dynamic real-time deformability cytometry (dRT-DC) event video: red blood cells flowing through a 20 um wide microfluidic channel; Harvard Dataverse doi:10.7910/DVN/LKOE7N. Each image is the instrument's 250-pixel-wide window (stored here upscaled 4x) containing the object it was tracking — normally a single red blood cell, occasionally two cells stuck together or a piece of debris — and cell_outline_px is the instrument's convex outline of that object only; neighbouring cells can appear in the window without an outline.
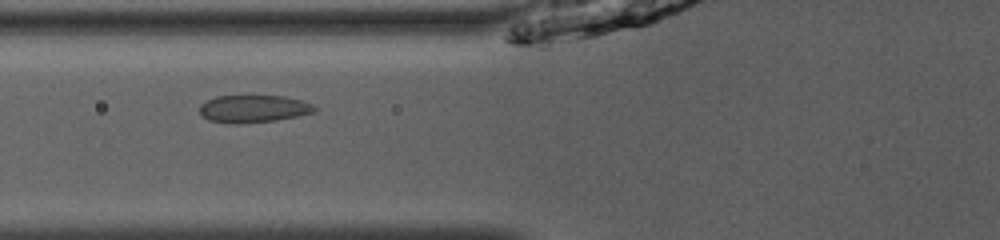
{"species": "common noctule bat (a hibernating species)", "species_latin": "Nyctalus noctula", "temperature_condition": "room temperature", "stored_images_in_passage": 35, "camera_frame_rate_fps": 3000, "um_per_image_px": 0.085, "animal": {"sex": "male", "body_mass_g": 13.0, "forearm_length_mm": 53.1}, "frame": {"image": 1, "passage_image": 5, "time_ms": 1.333, "image_size_px": [1000, 240], "cell_outline_px": [[316, 112], [276, 120], [240, 124], [236, 124], [208, 120], [200, 116], [200, 104], [216, 96], [284, 96], [300, 100], [312, 104], [316, 108]], "centroid_in_image_um": [21.52, 9.25], "position_along_channel_um": 104.3, "area_um2": 18.38}}
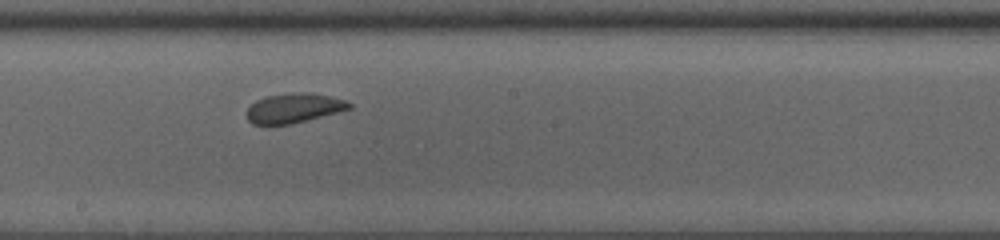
{"frame": {"image": 2, "passage_image": 14, "time_ms": 4.333, "image_size_px": [1000, 240], "cell_outline_px": [[352, 108], [288, 124], [252, 124], [248, 120], [248, 108], [256, 100], [268, 96], [292, 92], [312, 92], [344, 100], [352, 104]], "centroid_in_image_um": [24.97, 9.16], "position_along_channel_um": 223.2, "area_um2": 17.22}}
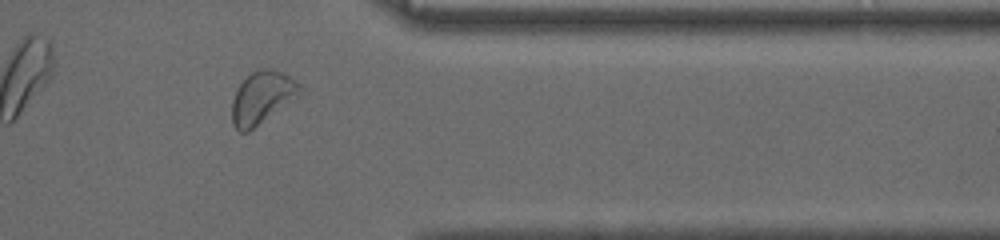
{"frame": {"image": 3, "passage_image": 27, "time_ms": 8.667, "image_size_px": [1000, 240], "cell_outline_px": [[304, 92], [300, 96], [248, 132], [240, 132], [232, 124], [232, 100], [236, 88], [252, 72], [260, 68], [272, 68], [288, 76], [300, 84]], "centroid_in_image_um": [22.29, 8.29], "position_along_channel_um": 389.1, "area_um2": 20.87}, "authors_computed_cell_mechanics": {"area_um2": 18.3804, "velocity_mm_per_s": 3.9539, "shape_relaxation_time_tau1_ms": 3.0357, "shape_relaxation_time_tau2_ms": 5.5671, "deformation_change_tau1": 0.072, "deformation_change_tau2": 0.0776}}